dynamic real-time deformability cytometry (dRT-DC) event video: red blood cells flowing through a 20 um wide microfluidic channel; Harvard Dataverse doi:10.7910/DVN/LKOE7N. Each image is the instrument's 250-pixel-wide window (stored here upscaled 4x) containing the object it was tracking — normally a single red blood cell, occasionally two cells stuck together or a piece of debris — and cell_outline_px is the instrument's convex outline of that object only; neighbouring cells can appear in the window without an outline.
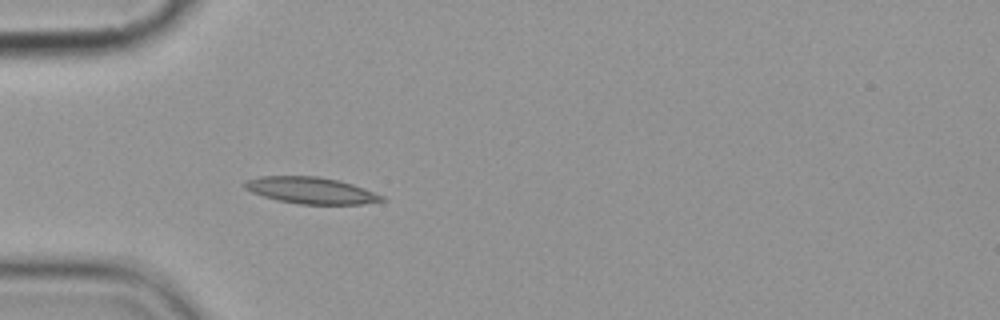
{"species": "common noctule bat (a hibernating species)", "species_latin": "Nyctalus noctula", "temperature_condition": "cold", "stored_images_in_passage": 6, "camera_frame_rate_fps": 3000, "um_per_image_px": 0.085, "animal": {"sex": "female", "body_mass_g": 19.9}, "frame": {"image": 1, "passage_image": 6, "time_ms": 5.667, "image_size_px": [1000, 320], "cell_outline_px": [[388, 200], [364, 204], [300, 204], [276, 200], [252, 192], [244, 188], [240, 184], [244, 180], [260, 176], [320, 176], [340, 180], [364, 188], [384, 196]], "centroid_in_image_um": [26.42, 16.18], "position_along_channel_um": 58.6, "area_um2": 21.5}}